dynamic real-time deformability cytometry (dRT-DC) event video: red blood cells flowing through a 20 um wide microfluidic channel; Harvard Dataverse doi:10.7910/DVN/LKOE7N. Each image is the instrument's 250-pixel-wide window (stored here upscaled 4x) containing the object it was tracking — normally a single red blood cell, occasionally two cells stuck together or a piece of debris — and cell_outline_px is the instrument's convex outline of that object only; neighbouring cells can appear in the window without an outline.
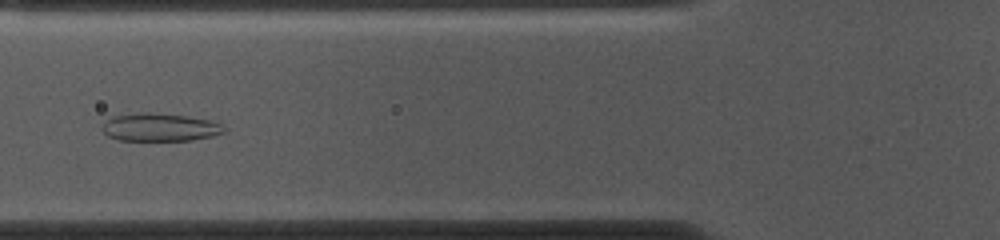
{"species": "common noctule bat (a hibernating species)", "species_latin": "Nyctalus noctula", "temperature_condition": "cold", "stored_images_in_passage": 53, "camera_frame_rate_fps": 3000, "um_per_image_px": 0.085, "animal": {"sex": "female", "body_mass_g": 10.0, "forearm_length_mm": 53.1}, "frame": {"image": 1, "passage_image": 19, "time_ms": 6.0, "image_size_px": [1000, 240], "cell_outline_px": [[228, 128], [224, 132], [212, 136], [192, 140], [120, 140], [108, 136], [100, 128], [104, 120], [112, 116], [140, 112], [148, 112], [188, 116], [212, 120], [224, 124]], "centroid_in_image_um": [13.6, 10.8], "position_along_channel_um": 112.2, "area_um2": 20.17}}
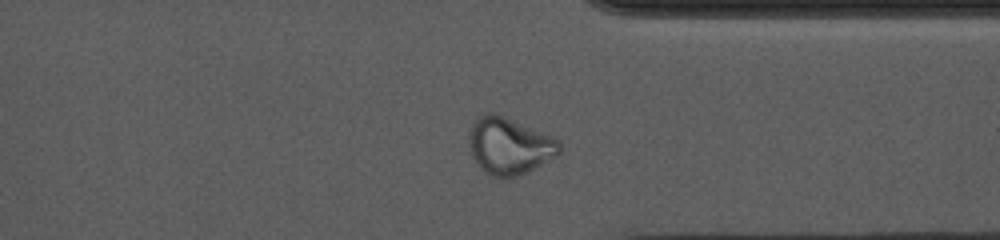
{"frame": {"image": 2, "passage_image": 40, "time_ms": 13.0, "image_size_px": [1000, 240], "cell_outline_px": [[560, 152], [556, 156], [528, 172], [516, 176], [492, 176], [484, 172], [480, 168], [472, 156], [468, 136], [472, 124], [476, 116], [484, 112], [492, 112], [552, 136], [560, 140]], "centroid_in_image_um": [43.27, 12.39], "position_along_channel_um": 368.1, "area_um2": 29.77}}
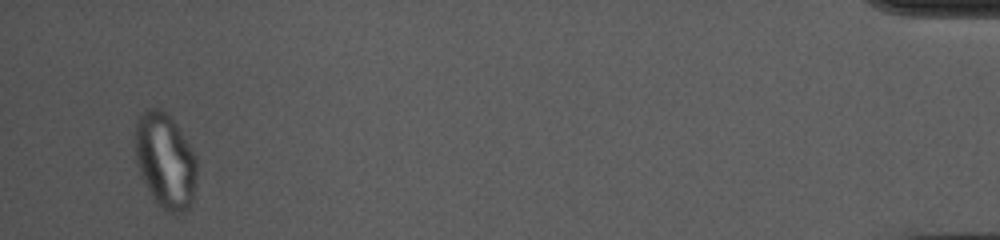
{"frame": {"image": 3, "passage_image": 51, "time_ms": 16.667, "image_size_px": [1000, 240], "cell_outline_px": [[196, 180], [192, 204], [184, 212], [168, 212], [156, 204], [144, 180], [136, 160], [136, 124], [140, 112], [148, 108], [160, 108], [168, 112], [176, 124], [196, 156]], "centroid_in_image_um": [14.06, 13.64], "position_along_channel_um": 421.1, "area_um2": 34.04}, "authors_computed_cell_mechanics": {"area_um2": 26.6458, "velocity_mm_per_s": 3.7013, "shape_relaxation_time_tau1_ms": null, "shape_relaxation_time_tau2_ms": 1.5677, "deformation_change_tau1": null, "deformation_change_tau2": 0.0663}}